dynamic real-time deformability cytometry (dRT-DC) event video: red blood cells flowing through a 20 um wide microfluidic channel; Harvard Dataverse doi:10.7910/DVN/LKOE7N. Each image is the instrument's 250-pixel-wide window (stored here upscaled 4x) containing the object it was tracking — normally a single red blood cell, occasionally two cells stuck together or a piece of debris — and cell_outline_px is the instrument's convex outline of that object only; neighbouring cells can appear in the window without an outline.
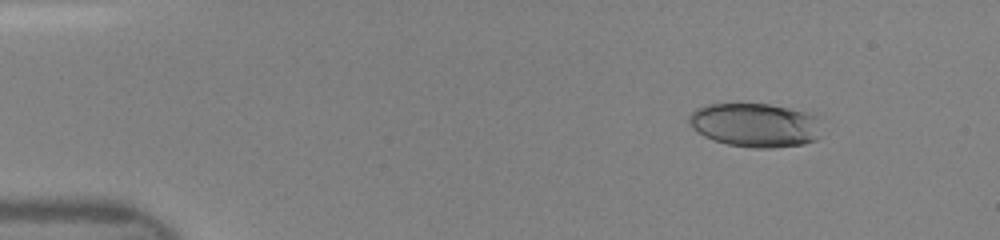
{"species": "human", "species_latin": "Homo sapiens", "temperature_condition": "room temperature", "stored_images_in_passage": 42, "camera_frame_rate_fps": 3000, "um_per_image_px": 0.085, "donor": {"sex": "female"}, "frame": {"image": 1, "passage_image": 1, "time_ms": 0.0, "image_size_px": [1000, 240], "cell_outline_px": [[816, 140], [804, 144], [776, 148], [752, 148], [728, 144], [712, 140], [704, 136], [692, 128], [688, 124], [688, 116], [696, 108], [708, 104], [768, 104], [808, 112], [816, 116]], "centroid_in_image_um": [64.11, 10.63], "position_along_channel_um": 20.9, "area_um2": 33.76}}
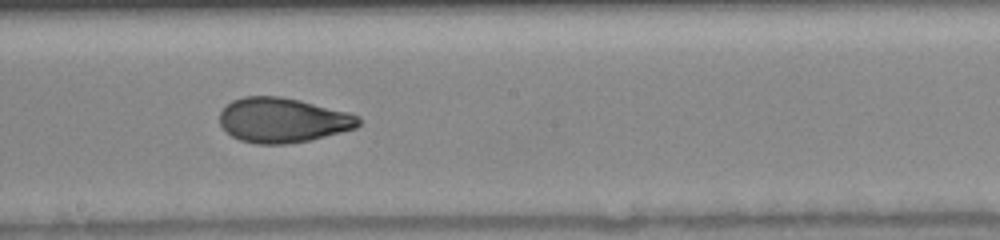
{"frame": {"image": 2, "passage_image": 22, "time_ms": 7.0, "image_size_px": [1000, 240], "cell_outline_px": [[360, 124], [356, 128], [308, 140], [284, 144], [256, 144], [240, 140], [232, 136], [220, 124], [220, 112], [232, 100], [244, 96], [280, 96], [300, 100], [348, 112], [360, 116]], "centroid_in_image_um": [24.03, 10.2], "position_along_channel_um": 224.2, "area_um2": 36.07}}
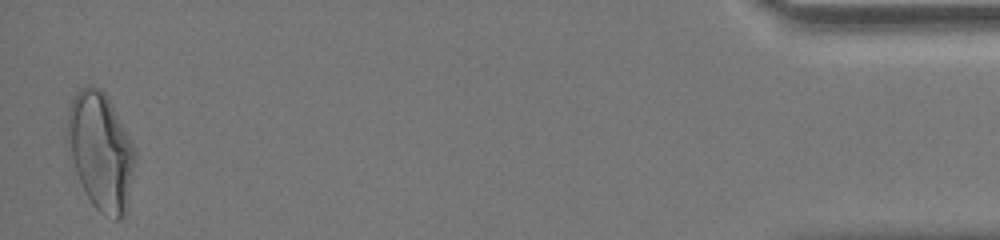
{"frame": {"image": 3, "passage_image": 42, "time_ms": 13.667, "image_size_px": [1000, 240], "cell_outline_px": [[136, 160], [128, 200], [124, 216], [120, 220], [116, 220], [100, 212], [92, 204], [76, 172], [72, 160], [64, 132], [68, 108], [72, 96], [80, 88], [88, 84], [92, 84], [100, 88], [108, 96], [136, 148]], "centroid_in_image_um": [8.55, 12.78], "position_along_channel_um": 426.7, "area_um2": 46.93}}